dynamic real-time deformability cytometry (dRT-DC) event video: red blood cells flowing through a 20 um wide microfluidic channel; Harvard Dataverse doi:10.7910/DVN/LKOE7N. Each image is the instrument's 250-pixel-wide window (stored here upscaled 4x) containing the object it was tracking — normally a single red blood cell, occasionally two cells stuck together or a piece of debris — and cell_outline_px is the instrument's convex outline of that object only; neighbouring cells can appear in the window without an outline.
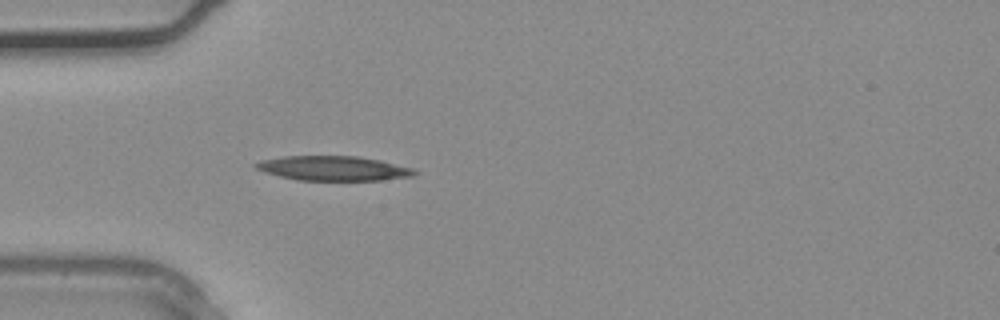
{"species": "common noctule bat (a hibernating species)", "species_latin": "Nyctalus noctula", "temperature_condition": "warm", "stored_images_in_passage": 1, "camera_frame_rate_fps": 3000, "um_per_image_px": 0.085, "animal": {"sex": "male", "body_mass_g": 20.4}, "frame": {"image": 1, "passage_image": 1, "time_ms": 0.0, "image_size_px": [1000, 320], "cell_outline_px": [[420, 172], [412, 176], [380, 180], [300, 180], [280, 176], [264, 172], [256, 168], [252, 164], [260, 160], [284, 156], [356, 156], [380, 160], [412, 168]], "centroid_in_image_um": [28.32, 14.3], "position_along_channel_um": 56.7, "area_um2": 22.66}}